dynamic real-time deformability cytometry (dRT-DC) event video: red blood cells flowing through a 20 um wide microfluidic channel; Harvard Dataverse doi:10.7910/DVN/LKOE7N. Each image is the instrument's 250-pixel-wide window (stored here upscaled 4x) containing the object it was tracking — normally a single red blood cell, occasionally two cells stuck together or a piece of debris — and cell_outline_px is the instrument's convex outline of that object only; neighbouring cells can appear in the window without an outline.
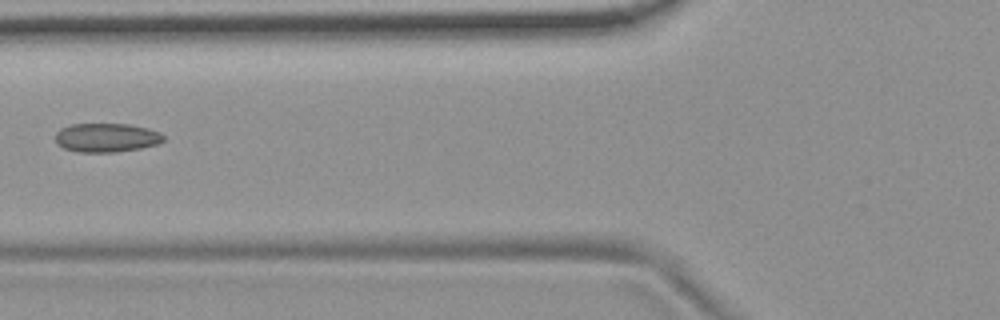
{"species": "common noctule bat (a hibernating species)", "species_latin": "Nyctalus noctula", "temperature_condition": "room temperature", "stored_images_in_passage": 3, "camera_frame_rate_fps": 3000, "um_per_image_px": 0.085, "animal": {"sex": "female", "body_mass_g": 19.9}, "frame": {"image": 1, "passage_image": 3, "time_ms": 2.333, "image_size_px": [1000, 320], "cell_outline_px": [[164, 140], [156, 144], [140, 148], [116, 152], [76, 152], [64, 148], [56, 144], [56, 132], [60, 128], [72, 124], [128, 124], [148, 128], [160, 132], [164, 136]], "centroid_in_image_um": [9.03, 11.7], "position_along_channel_um": 116.8, "area_um2": 18.26}}